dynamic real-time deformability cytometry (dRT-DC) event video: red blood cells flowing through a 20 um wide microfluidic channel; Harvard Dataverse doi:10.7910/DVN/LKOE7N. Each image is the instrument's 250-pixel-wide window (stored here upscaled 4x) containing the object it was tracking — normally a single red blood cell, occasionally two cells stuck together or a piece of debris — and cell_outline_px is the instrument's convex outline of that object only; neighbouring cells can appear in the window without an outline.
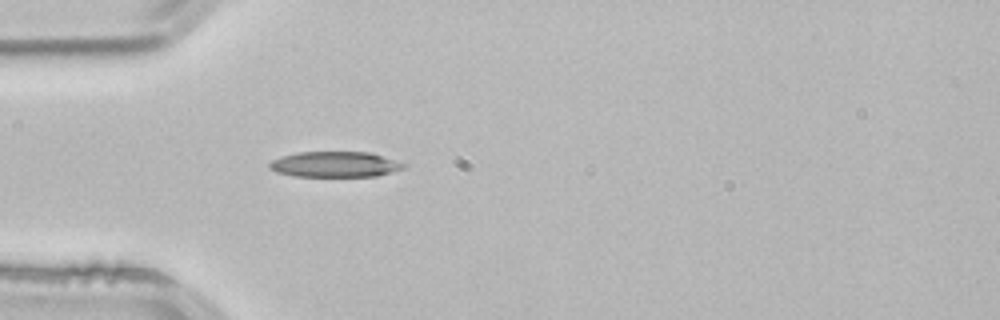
{"species": "common noctule bat (a hibernating species)", "species_latin": "Nyctalus noctula", "temperature_condition": "room temperature", "stored_images_in_passage": 1, "camera_frame_rate_fps": 3000, "um_per_image_px": 0.085, "animal": {"sex": "male", "body_mass_g": 21.5, "forearm_length_mm": 52.0}, "frame": {"image": 1, "passage_image": 1, "time_ms": 0.0, "image_size_px": [1000, 320], "cell_outline_px": [[404, 168], [392, 172], [376, 176], [296, 176], [276, 172], [268, 168], [268, 164], [272, 160], [280, 156], [296, 152], [368, 152], [396, 160], [404, 164]], "centroid_in_image_um": [28.42, 13.96], "position_along_channel_um": 56.6, "area_um2": 19.94}}